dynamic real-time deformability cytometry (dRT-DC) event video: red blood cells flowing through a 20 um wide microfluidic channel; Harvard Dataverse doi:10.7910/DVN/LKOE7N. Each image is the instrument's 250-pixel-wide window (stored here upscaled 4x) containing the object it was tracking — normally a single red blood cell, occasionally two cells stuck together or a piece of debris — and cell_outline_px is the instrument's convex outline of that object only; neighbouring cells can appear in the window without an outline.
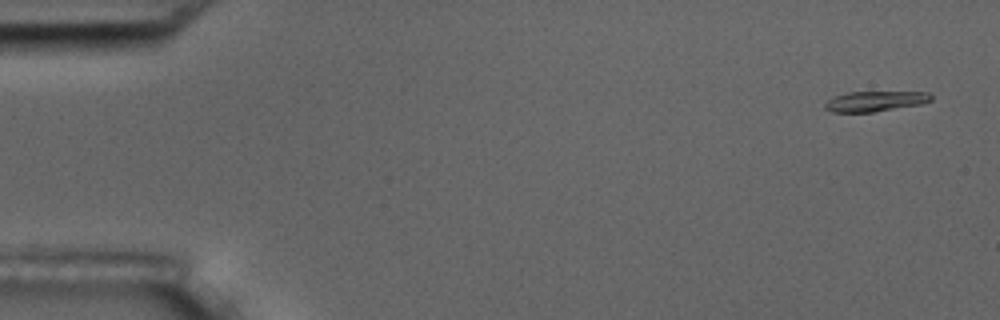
{"species": "common noctule bat (a hibernating species)", "species_latin": "Nyctalus noctula", "temperature_condition": "room temperature", "stored_images_in_passage": 5, "camera_frame_rate_fps": 3000, "um_per_image_px": 0.085, "animal": {"sex": "male", "body_mass_g": 17.5, "forearm_length_mm": 52.3}, "frame": {"image": 1, "passage_image": 1, "time_ms": 0.0, "image_size_px": [1000, 320], "cell_outline_px": [[932, 100], [920, 104], [872, 112], [832, 112], [824, 108], [824, 104], [828, 100], [836, 96], [848, 92], [928, 92], [932, 96]], "centroid_in_image_um": [74.37, 8.6], "position_along_channel_um": 10.6, "area_um2": 12.37}}
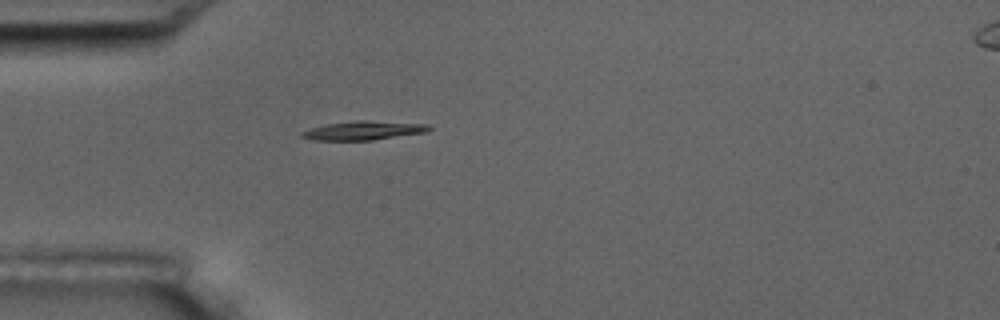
{"frame": {"image": 2, "passage_image": 5, "time_ms": 4.667, "image_size_px": [1000, 320], "cell_outline_px": [[432, 128], [424, 132], [372, 140], [312, 140], [300, 136], [300, 132], [324, 124], [356, 120], [364, 120], [428, 124]], "centroid_in_image_um": [30.85, 11.08], "position_along_channel_um": 54.2, "area_um2": 13.87}}